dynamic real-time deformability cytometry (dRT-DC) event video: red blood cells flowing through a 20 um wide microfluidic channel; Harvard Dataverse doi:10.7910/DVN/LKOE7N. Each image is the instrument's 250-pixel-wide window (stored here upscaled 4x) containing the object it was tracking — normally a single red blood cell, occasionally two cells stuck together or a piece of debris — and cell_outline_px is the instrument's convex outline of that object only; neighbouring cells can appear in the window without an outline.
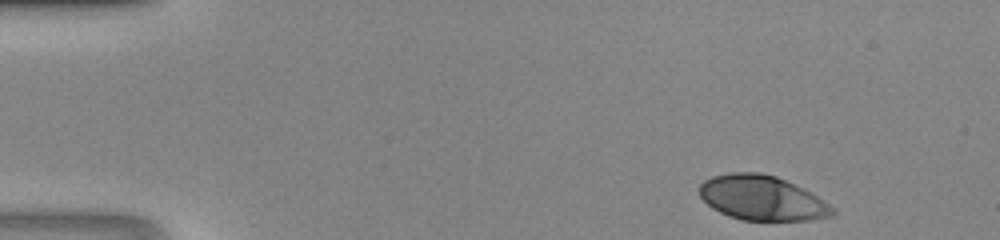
{"species": "human", "species_latin": "Homo sapiens", "temperature_condition": "room temperature", "stored_images_in_passage": 42, "camera_frame_rate_fps": 3000, "um_per_image_px": 0.085, "donor": {"sex": "male"}, "frame": {"image": 1, "passage_image": 1, "time_ms": 0.0, "image_size_px": [1000, 240], "cell_outline_px": [[836, 212], [832, 216], [812, 220], [740, 220], [728, 216], [712, 208], [700, 196], [700, 184], [704, 180], [712, 176], [732, 172], [760, 172], [776, 176], [816, 196], [828, 204]], "centroid_in_image_um": [64.73, 16.83], "position_along_channel_um": 20.3, "area_um2": 34.33}}
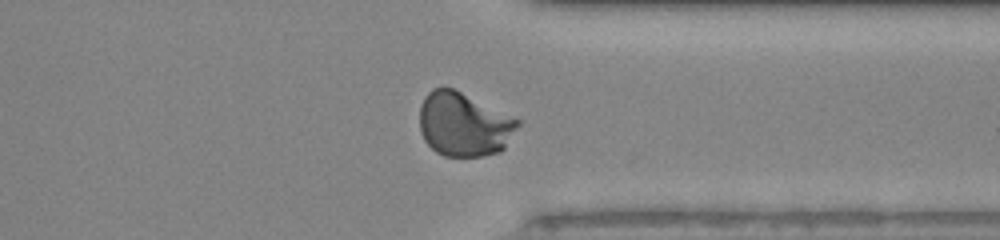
{"frame": {"image": 2, "passage_image": 32, "time_ms": 10.333, "image_size_px": [1000, 240], "cell_outline_px": [[520, 124], [504, 148], [500, 152], [480, 156], [444, 156], [436, 152], [424, 140], [420, 132], [420, 104], [424, 96], [432, 88], [452, 88], [520, 120]], "centroid_in_image_um": [39.4, 10.58], "position_along_channel_um": 372.0, "area_um2": 36.36}}
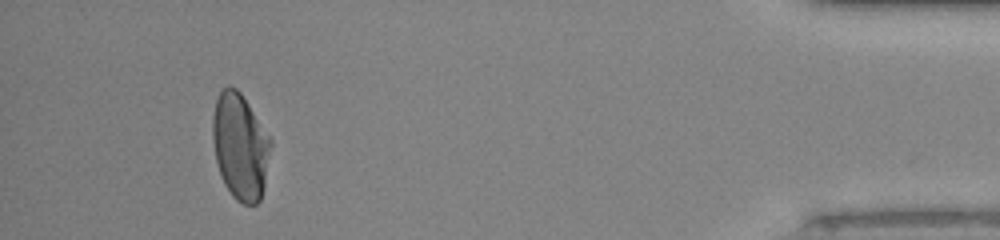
{"frame": {"image": 3, "passage_image": 39, "time_ms": 12.667, "image_size_px": [1000, 240], "cell_outline_px": [[272, 144], [264, 188], [260, 200], [256, 204], [244, 204], [236, 200], [232, 196], [224, 184], [220, 176], [216, 160], [212, 136], [212, 116], [216, 100], [220, 92], [228, 84], [236, 88], [240, 92], [272, 140]], "centroid_in_image_um": [20.41, 12.46], "position_along_channel_um": 414.8, "area_um2": 36.07}}